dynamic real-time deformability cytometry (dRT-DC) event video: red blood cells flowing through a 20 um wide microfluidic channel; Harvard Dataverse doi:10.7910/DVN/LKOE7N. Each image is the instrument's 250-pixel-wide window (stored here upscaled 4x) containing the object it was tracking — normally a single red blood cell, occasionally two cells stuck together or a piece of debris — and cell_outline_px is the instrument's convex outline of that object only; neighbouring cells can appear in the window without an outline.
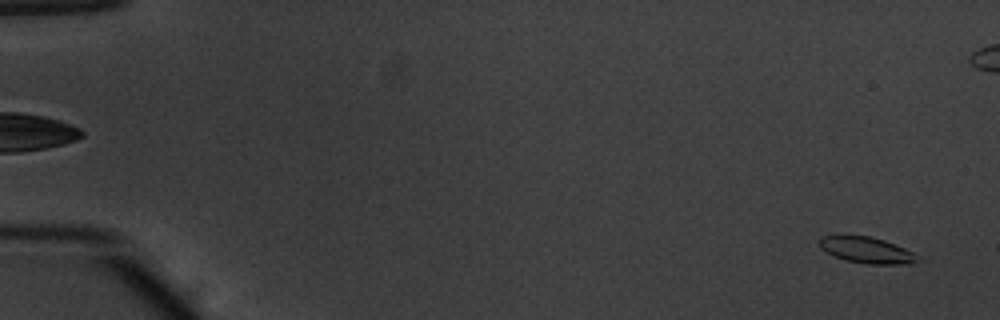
{"species": "common noctule bat (a hibernating species)", "species_latin": "Nyctalus noctula", "temperature_condition": "warm", "stored_images_in_passage": 55, "camera_frame_rate_fps": 3000, "um_per_image_px": 0.085, "animal": {"sex": "male", "body_mass_g": 20.1, "forearm_length_mm": 53.5}, "frame": {"image": 1, "passage_image": 2, "time_ms": 0.333, "image_size_px": [1000, 320], "cell_outline_px": [[920, 260], [912, 264], [868, 264], [844, 260], [832, 256], [820, 248], [820, 236], [840, 232], [872, 236], [884, 240], [904, 248], [912, 252]], "centroid_in_image_um": [73.56, 21.21], "position_along_channel_um": 11.4, "area_um2": 15.66}}
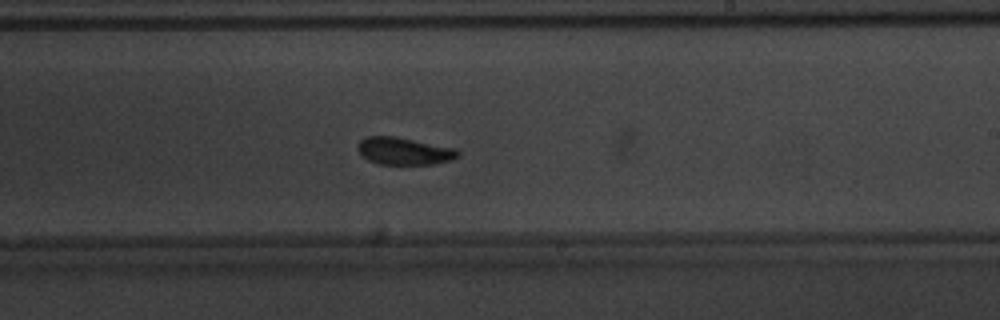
{"frame": {"image": 2, "passage_image": 33, "time_ms": 10.667, "image_size_px": [1000, 320], "cell_outline_px": [[460, 156], [452, 160], [432, 164], [380, 164], [368, 160], [360, 156], [356, 148], [356, 144], [360, 140], [368, 136], [396, 136], [456, 148], [460, 152]], "centroid_in_image_um": [34.33, 12.83], "position_along_channel_um": 254.7, "area_um2": 16.24}}
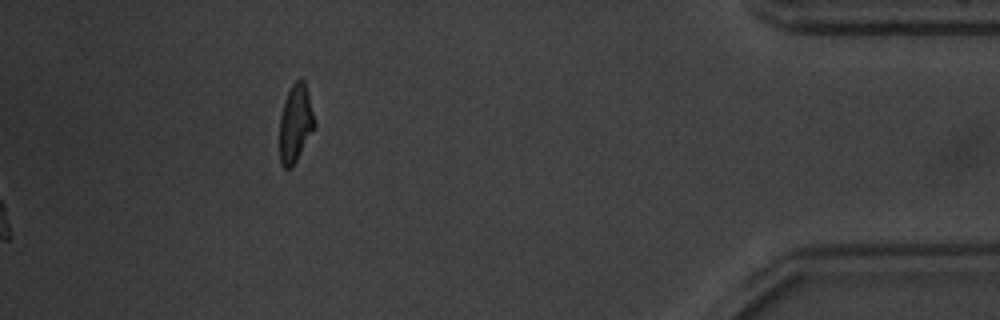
{"frame": {"image": 3, "passage_image": 55, "time_ms": 18.0, "image_size_px": [1000, 320], "cell_outline_px": [[316, 128], [292, 168], [284, 168], [280, 164], [280, 116], [284, 100], [292, 84], [300, 76], [304, 80], [308, 92], [316, 124]], "centroid_in_image_um": [25.13, 10.49], "position_along_channel_um": 410.1, "area_um2": 16.13}, "authors_computed_cell_mechanics": {"area_um2": 15.8372, "velocity_mm_per_s": 3.8227, "shape_relaxation_time_tau1_ms": 2.7456, "shape_relaxation_time_tau2_ms": null, "deformation_change_tau1": 0.0979, "deformation_change_tau2": null}}